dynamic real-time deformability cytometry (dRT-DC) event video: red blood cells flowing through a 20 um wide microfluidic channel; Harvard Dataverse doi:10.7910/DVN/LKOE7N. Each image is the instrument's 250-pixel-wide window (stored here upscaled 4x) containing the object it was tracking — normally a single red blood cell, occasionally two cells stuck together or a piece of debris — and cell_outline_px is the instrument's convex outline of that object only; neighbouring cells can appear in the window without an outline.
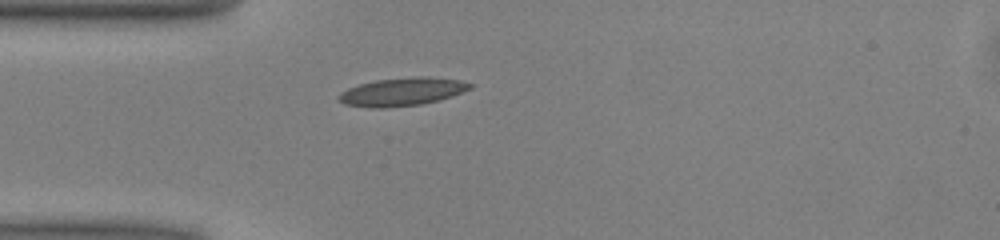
{"species": "common noctule bat (a hibernating species)", "species_latin": "Nyctalus noctula", "temperature_condition": "warm", "stored_images_in_passage": 28, "camera_frame_rate_fps": 3000, "um_per_image_px": 0.085, "animal": {"sex": "male", "body_mass_g": 13.0, "forearm_length_mm": 53.1}, "frame": {"image": 1, "passage_image": 1, "time_ms": 0.0, "image_size_px": [1000, 240], "cell_outline_px": [[472, 88], [452, 96], [440, 100], [420, 104], [384, 108], [368, 108], [344, 104], [336, 96], [340, 92], [348, 88], [360, 84], [376, 80], [416, 76], [428, 76], [460, 80], [472, 84]], "centroid_in_image_um": [34.17, 7.8], "position_along_channel_um": 50.8, "area_um2": 21.62}}
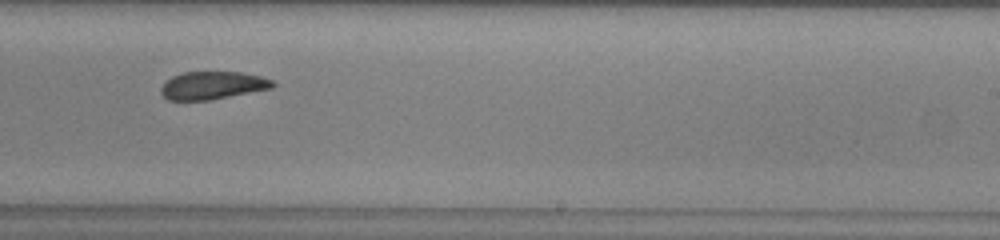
{"frame": {"image": 2, "passage_image": 18, "time_ms": 5.667, "image_size_px": [1000, 240], "cell_outline_px": [[276, 84], [272, 88], [208, 100], [168, 100], [160, 92], [160, 88], [164, 80], [172, 76], [184, 72], [240, 72], [260, 76], [272, 80]], "centroid_in_image_um": [18.02, 7.25], "position_along_channel_um": 271.0, "area_um2": 18.09}}
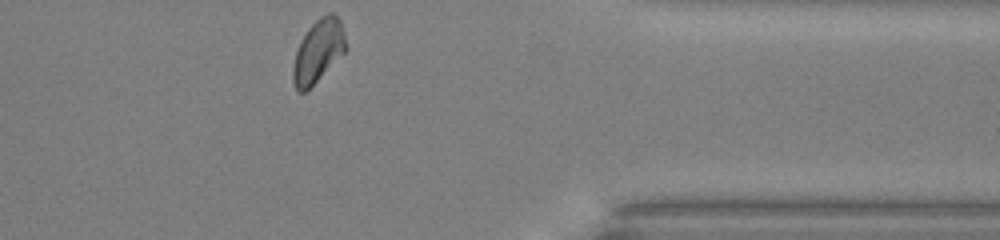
{"frame": {"image": 3, "passage_image": 28, "time_ms": 9.0, "image_size_px": [1000, 240], "cell_outline_px": [[348, 48], [304, 92], [296, 92], [292, 80], [292, 68], [296, 52], [300, 40], [308, 28], [320, 16], [328, 12], [332, 12], [340, 20], [344, 32]], "centroid_in_image_um": [27.03, 4.31], "position_along_channel_um": 384.4, "area_um2": 19.13}, "authors_computed_cell_mechanics": {"area_um2": 19.4497, "velocity_mm_per_s": 4.0145, "shape_relaxation_time_tau1_ms": 5.0194, "shape_relaxation_time_tau2_ms": 2.2313, "deformation_change_tau1": 0.1375, "deformation_change_tau2": 0.0823}}